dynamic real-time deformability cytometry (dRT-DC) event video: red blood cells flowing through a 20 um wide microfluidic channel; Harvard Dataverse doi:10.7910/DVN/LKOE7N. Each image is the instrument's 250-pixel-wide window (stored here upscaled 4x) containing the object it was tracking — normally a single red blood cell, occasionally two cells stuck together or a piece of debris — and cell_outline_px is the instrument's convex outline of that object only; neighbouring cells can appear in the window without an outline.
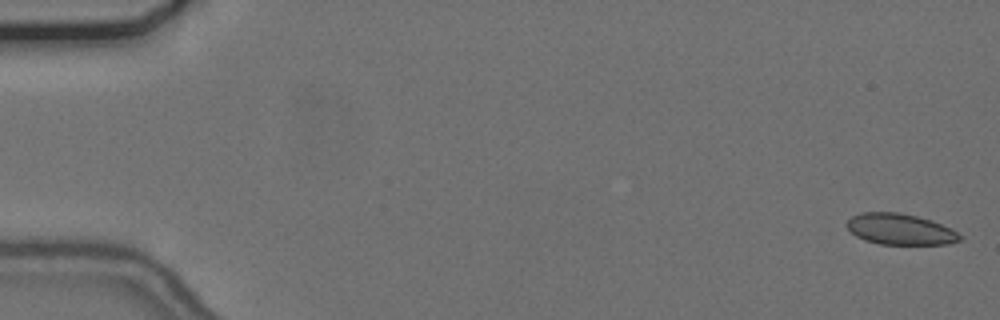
{"species": "common noctule bat (a hibernating species)", "species_latin": "Nyctalus noctula", "temperature_condition": "cold", "stored_images_in_passage": 56, "camera_frame_rate_fps": 3000, "um_per_image_px": 0.085, "animal": {"sex": "female", "body_mass_g": 24.6, "forearm_length_mm": 56.2}, "frame": {"image": 1, "passage_image": 1, "time_ms": 0.0, "image_size_px": [1000, 320], "cell_outline_px": [[964, 240], [948, 244], [880, 244], [864, 240], [856, 236], [844, 224], [852, 216], [860, 212], [896, 212], [916, 216], [932, 220], [964, 236]], "centroid_in_image_um": [76.51, 19.49], "position_along_channel_um": 8.5, "area_um2": 20.46}}
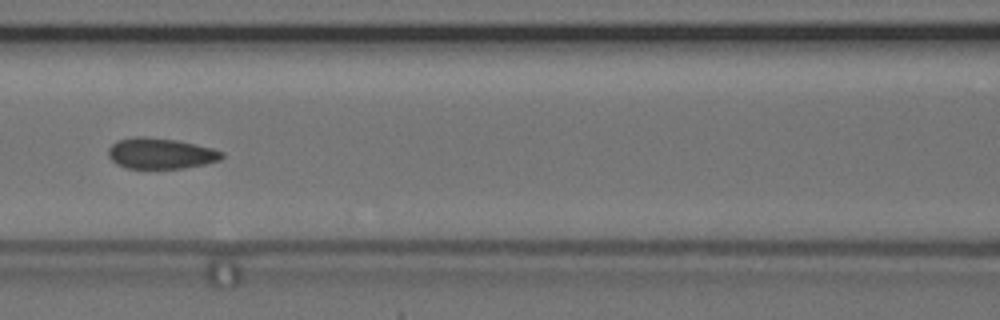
{"frame": {"image": 2, "passage_image": 25, "time_ms": 8.0, "image_size_px": [1000, 320], "cell_outline_px": [[224, 156], [220, 160], [204, 164], [184, 168], [124, 168], [116, 164], [108, 156], [108, 148], [116, 140], [132, 136], [144, 136], [176, 140], [212, 148], [224, 152]], "centroid_in_image_um": [13.62, 13.03], "position_along_channel_um": 153.0, "area_um2": 20.52}}
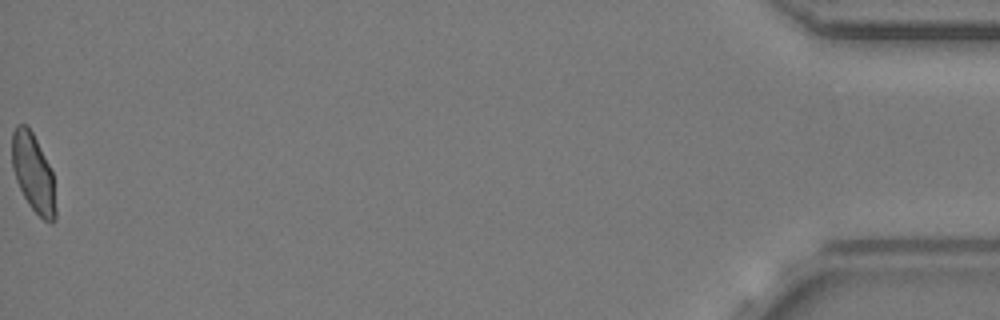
{"frame": {"image": 3, "passage_image": 56, "time_ms": 18.333, "image_size_px": [1000, 320], "cell_outline_px": [[56, 220], [52, 224], [44, 220], [28, 204], [16, 180], [12, 168], [12, 132], [16, 124], [24, 124], [32, 132], [52, 172], [56, 208]], "centroid_in_image_um": [2.82, 14.73], "position_along_channel_um": 432.4, "area_um2": 19.71}, "authors_computed_cell_mechanics": {"area_um2": 20.7213, "velocity_mm_per_s": 3.6809, "shape_relaxation_time_tau1_ms": 11.2984, "shape_relaxation_time_tau2_ms": 1.235, "deformation_change_tau1": 0.2135, "deformation_change_tau2": 0.0505}}